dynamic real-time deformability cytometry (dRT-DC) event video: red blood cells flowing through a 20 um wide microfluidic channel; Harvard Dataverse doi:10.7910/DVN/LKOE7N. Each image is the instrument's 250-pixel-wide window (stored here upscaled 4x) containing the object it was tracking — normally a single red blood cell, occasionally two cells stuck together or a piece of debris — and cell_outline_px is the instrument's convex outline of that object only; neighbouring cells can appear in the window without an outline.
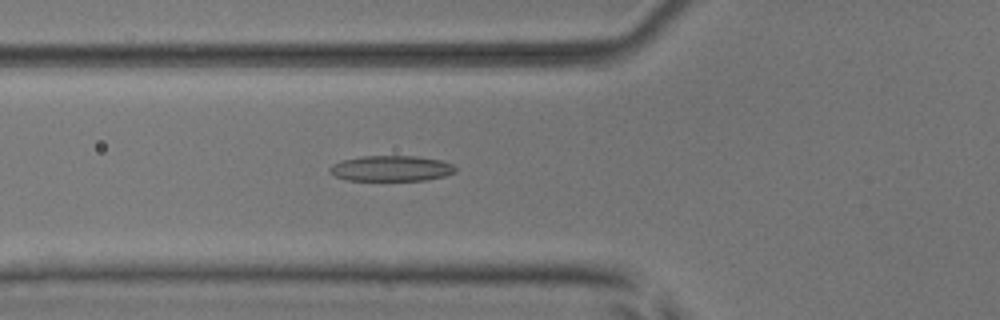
{"species": "common noctule bat (a hibernating species)", "species_latin": "Nyctalus noctula", "temperature_condition": "room temperature", "stored_images_in_passage": 33, "camera_frame_rate_fps": 3000, "um_per_image_px": 0.085, "animal": {"sex": "male", "body_mass_g": 17.9, "forearm_length_mm": 54.2}, "frame": {"image": 1, "passage_image": 4, "time_ms": 1.0, "image_size_px": [1000, 320], "cell_outline_px": [[456, 172], [444, 176], [424, 180], [348, 180], [336, 176], [328, 172], [328, 168], [332, 164], [344, 160], [360, 156], [416, 156], [440, 160], [452, 164], [456, 168]], "centroid_in_image_um": [33.24, 14.31], "position_along_channel_um": 92.6, "area_um2": 18.67}}
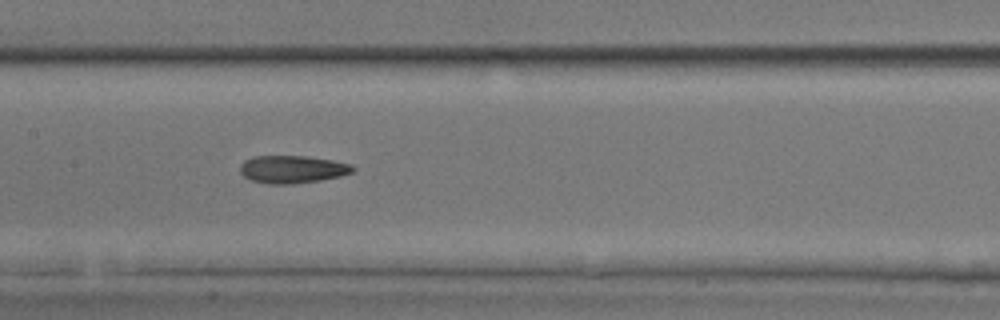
{"frame": {"image": 2, "passage_image": 11, "time_ms": 3.333, "image_size_px": [1000, 320], "cell_outline_px": [[356, 168], [352, 172], [340, 176], [320, 180], [292, 184], [268, 184], [252, 180], [244, 176], [240, 172], [240, 164], [244, 160], [256, 156], [308, 156], [332, 160], [352, 164]], "centroid_in_image_um": [24.86, 14.39], "position_along_channel_um": 182.5, "area_um2": 18.21}}
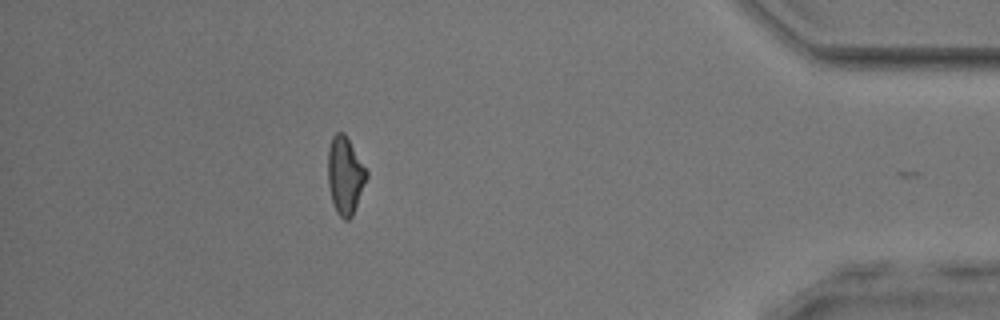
{"frame": {"image": 3, "passage_image": 32, "time_ms": 10.333, "image_size_px": [1000, 320], "cell_outline_px": [[368, 176], [352, 216], [348, 220], [344, 220], [336, 212], [332, 200], [328, 184], [328, 148], [332, 136], [336, 132], [344, 132], [368, 172]], "centroid_in_image_um": [29.32, 14.9], "position_along_channel_um": 405.9, "area_um2": 17.34}, "authors_computed_cell_mechanics": {"area_um2": 18.1492, "velocity_mm_per_s": 3.8517, "shape_relaxation_time_tau1_ms": 5.7905, "shape_relaxation_time_tau2_ms": 3.7567, "deformation_change_tau1": 0.1657, "deformation_change_tau2": 0.1273}}